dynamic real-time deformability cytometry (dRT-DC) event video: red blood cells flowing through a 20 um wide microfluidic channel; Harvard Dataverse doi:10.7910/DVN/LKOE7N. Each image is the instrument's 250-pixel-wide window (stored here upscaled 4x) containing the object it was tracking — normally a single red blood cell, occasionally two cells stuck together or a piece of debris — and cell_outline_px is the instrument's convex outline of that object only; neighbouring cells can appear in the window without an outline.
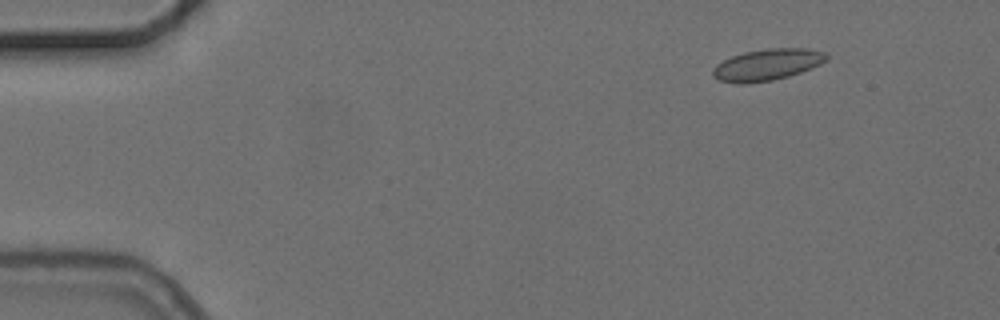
{"species": "common noctule bat (a hibernating species)", "species_latin": "Nyctalus noctula", "temperature_condition": "cold", "stored_images_in_passage": 4, "camera_frame_rate_fps": 3000, "um_per_image_px": 0.085, "animal": {"sex": "female", "body_mass_g": 24.6, "forearm_length_mm": 56.2}, "frame": {"image": 1, "passage_image": 1, "time_ms": 0.0, "image_size_px": [1000, 320], "cell_outline_px": [[828, 60], [812, 68], [788, 76], [772, 80], [744, 84], [736, 84], [716, 80], [712, 76], [712, 68], [716, 64], [732, 56], [744, 52], [768, 48], [808, 48], [828, 52]], "centroid_in_image_um": [65.21, 5.5], "position_along_channel_um": 19.8, "area_um2": 21.15}}
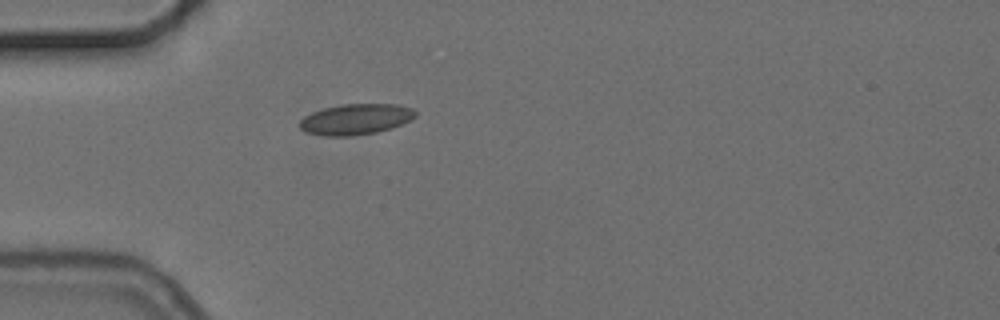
{"frame": {"image": 2, "passage_image": 4, "time_ms": 3.333, "image_size_px": [1000, 320], "cell_outline_px": [[416, 116], [412, 120], [392, 128], [376, 132], [348, 136], [324, 136], [304, 132], [300, 128], [300, 120], [304, 116], [312, 112], [324, 108], [344, 104], [396, 104], [412, 108], [416, 112]], "centroid_in_image_um": [30.24, 10.14], "position_along_channel_um": 54.8, "area_um2": 20.81}}